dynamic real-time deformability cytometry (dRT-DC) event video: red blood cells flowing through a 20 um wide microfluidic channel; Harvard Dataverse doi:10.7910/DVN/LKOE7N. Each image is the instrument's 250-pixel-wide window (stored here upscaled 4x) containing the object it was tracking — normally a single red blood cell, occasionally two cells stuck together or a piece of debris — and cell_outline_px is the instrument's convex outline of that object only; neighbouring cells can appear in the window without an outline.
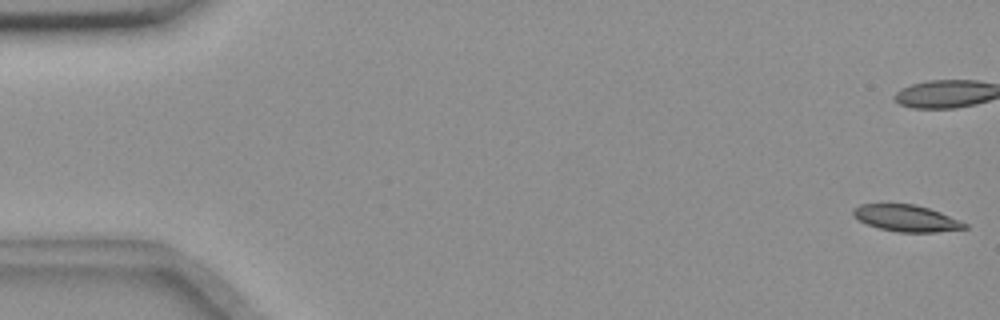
{"species": "common noctule bat (a hibernating species)", "species_latin": "Nyctalus noctula", "temperature_condition": "room temperature", "stored_images_in_passage": 6, "camera_frame_rate_fps": 3000, "um_per_image_px": 0.085, "animal": {"sex": "female", "body_mass_g": 18.4}, "frame": {"image": 1, "passage_image": 1, "time_ms": 0.0, "image_size_px": [1000, 320], "cell_outline_px": [[968, 228], [936, 232], [900, 232], [880, 228], [868, 224], [860, 220], [852, 212], [852, 208], [860, 204], [916, 204], [940, 212], [968, 224]], "centroid_in_image_um": [77.06, 18.54], "position_along_channel_um": 7.9, "area_um2": 17.05}}